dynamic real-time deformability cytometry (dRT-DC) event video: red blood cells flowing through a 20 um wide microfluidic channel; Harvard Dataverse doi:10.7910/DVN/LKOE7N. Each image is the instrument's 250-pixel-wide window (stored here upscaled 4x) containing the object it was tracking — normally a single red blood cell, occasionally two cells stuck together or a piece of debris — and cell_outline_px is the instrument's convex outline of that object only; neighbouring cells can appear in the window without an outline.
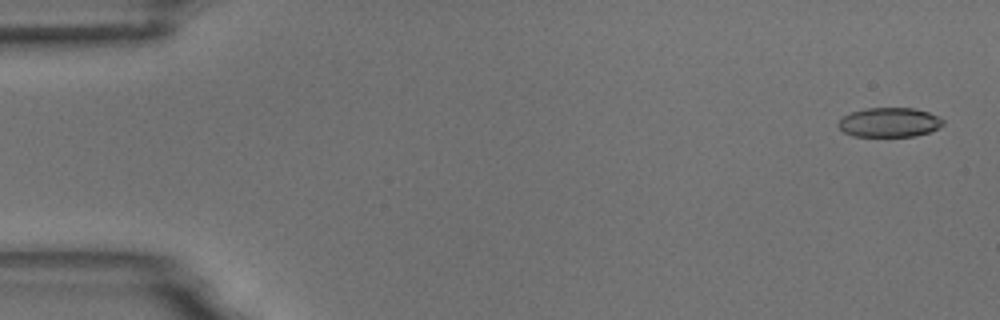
{"species": "common noctule bat (a hibernating species)", "species_latin": "Nyctalus noctula", "temperature_condition": "room temperature", "stored_images_in_passage": 5, "camera_frame_rate_fps": 3000, "um_per_image_px": 0.085, "animal": {"sex": "male", "body_mass_g": 18.8}, "frame": {"image": 1, "passage_image": 1, "time_ms": 0.0, "image_size_px": [1000, 320], "cell_outline_px": [[944, 124], [928, 132], [916, 136], [852, 136], [844, 132], [836, 124], [844, 116], [852, 112], [868, 108], [912, 108], [928, 112], [944, 120]], "centroid_in_image_um": [75.58, 10.4], "position_along_channel_um": 9.4, "area_um2": 17.74}}
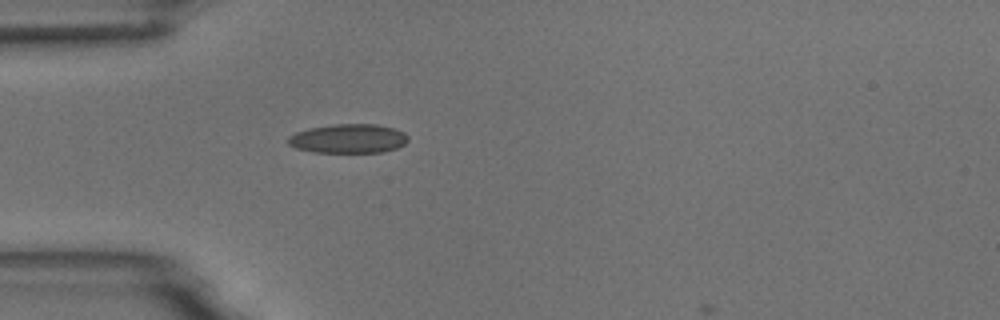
{"frame": {"image": 2, "passage_image": 5, "time_ms": 4.667, "image_size_px": [1000, 320], "cell_outline_px": [[408, 140], [404, 144], [396, 148], [384, 152], [316, 152], [296, 148], [288, 144], [288, 136], [296, 132], [308, 128], [332, 124], [376, 124], [392, 128], [404, 132], [408, 136]], "centroid_in_image_um": [29.6, 11.77], "position_along_channel_um": 55.4, "area_um2": 20.35}}